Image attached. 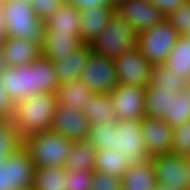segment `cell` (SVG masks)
<instances>
[{
	"label": "cell",
	"mask_w": 190,
	"mask_h": 190,
	"mask_svg": "<svg viewBox=\"0 0 190 190\" xmlns=\"http://www.w3.org/2000/svg\"><path fill=\"white\" fill-rule=\"evenodd\" d=\"M1 79L13 106L32 94L56 93L60 85L53 62L43 56L30 64L8 67Z\"/></svg>",
	"instance_id": "cell-1"
},
{
	"label": "cell",
	"mask_w": 190,
	"mask_h": 190,
	"mask_svg": "<svg viewBox=\"0 0 190 190\" xmlns=\"http://www.w3.org/2000/svg\"><path fill=\"white\" fill-rule=\"evenodd\" d=\"M57 106L56 93L39 92L26 97L13 108L10 121L24 141L33 134L50 131Z\"/></svg>",
	"instance_id": "cell-2"
},
{
	"label": "cell",
	"mask_w": 190,
	"mask_h": 190,
	"mask_svg": "<svg viewBox=\"0 0 190 190\" xmlns=\"http://www.w3.org/2000/svg\"><path fill=\"white\" fill-rule=\"evenodd\" d=\"M4 37L25 38L41 46L46 36V25L30 1L4 0Z\"/></svg>",
	"instance_id": "cell-3"
},
{
	"label": "cell",
	"mask_w": 190,
	"mask_h": 190,
	"mask_svg": "<svg viewBox=\"0 0 190 190\" xmlns=\"http://www.w3.org/2000/svg\"><path fill=\"white\" fill-rule=\"evenodd\" d=\"M136 46L137 33L117 11L110 17L105 30L91 43L93 52L113 60Z\"/></svg>",
	"instance_id": "cell-4"
},
{
	"label": "cell",
	"mask_w": 190,
	"mask_h": 190,
	"mask_svg": "<svg viewBox=\"0 0 190 190\" xmlns=\"http://www.w3.org/2000/svg\"><path fill=\"white\" fill-rule=\"evenodd\" d=\"M73 142L62 134L45 131L29 136L23 141V145L29 151L35 167H64Z\"/></svg>",
	"instance_id": "cell-5"
},
{
	"label": "cell",
	"mask_w": 190,
	"mask_h": 190,
	"mask_svg": "<svg viewBox=\"0 0 190 190\" xmlns=\"http://www.w3.org/2000/svg\"><path fill=\"white\" fill-rule=\"evenodd\" d=\"M180 38L174 26L165 19L162 23L137 34V47L148 61L162 65Z\"/></svg>",
	"instance_id": "cell-6"
},
{
	"label": "cell",
	"mask_w": 190,
	"mask_h": 190,
	"mask_svg": "<svg viewBox=\"0 0 190 190\" xmlns=\"http://www.w3.org/2000/svg\"><path fill=\"white\" fill-rule=\"evenodd\" d=\"M80 80L94 93H111L119 84L113 59L92 52Z\"/></svg>",
	"instance_id": "cell-7"
},
{
	"label": "cell",
	"mask_w": 190,
	"mask_h": 190,
	"mask_svg": "<svg viewBox=\"0 0 190 190\" xmlns=\"http://www.w3.org/2000/svg\"><path fill=\"white\" fill-rule=\"evenodd\" d=\"M117 79L124 85L146 88L150 82L153 65L136 46L114 59Z\"/></svg>",
	"instance_id": "cell-8"
},
{
	"label": "cell",
	"mask_w": 190,
	"mask_h": 190,
	"mask_svg": "<svg viewBox=\"0 0 190 190\" xmlns=\"http://www.w3.org/2000/svg\"><path fill=\"white\" fill-rule=\"evenodd\" d=\"M114 147L123 152L131 162L149 159L141 120H119L114 133Z\"/></svg>",
	"instance_id": "cell-9"
},
{
	"label": "cell",
	"mask_w": 190,
	"mask_h": 190,
	"mask_svg": "<svg viewBox=\"0 0 190 190\" xmlns=\"http://www.w3.org/2000/svg\"><path fill=\"white\" fill-rule=\"evenodd\" d=\"M116 11L132 26L138 34L162 23L166 16L158 7L146 0H125Z\"/></svg>",
	"instance_id": "cell-10"
},
{
	"label": "cell",
	"mask_w": 190,
	"mask_h": 190,
	"mask_svg": "<svg viewBox=\"0 0 190 190\" xmlns=\"http://www.w3.org/2000/svg\"><path fill=\"white\" fill-rule=\"evenodd\" d=\"M91 123L83 111L57 104L50 131L64 135L73 141L87 140Z\"/></svg>",
	"instance_id": "cell-11"
},
{
	"label": "cell",
	"mask_w": 190,
	"mask_h": 190,
	"mask_svg": "<svg viewBox=\"0 0 190 190\" xmlns=\"http://www.w3.org/2000/svg\"><path fill=\"white\" fill-rule=\"evenodd\" d=\"M145 93V88L119 83L110 93L118 119L142 120L145 116Z\"/></svg>",
	"instance_id": "cell-12"
},
{
	"label": "cell",
	"mask_w": 190,
	"mask_h": 190,
	"mask_svg": "<svg viewBox=\"0 0 190 190\" xmlns=\"http://www.w3.org/2000/svg\"><path fill=\"white\" fill-rule=\"evenodd\" d=\"M186 160L187 157L174 154L152 157L157 182L169 185L172 189L187 190Z\"/></svg>",
	"instance_id": "cell-13"
},
{
	"label": "cell",
	"mask_w": 190,
	"mask_h": 190,
	"mask_svg": "<svg viewBox=\"0 0 190 190\" xmlns=\"http://www.w3.org/2000/svg\"><path fill=\"white\" fill-rule=\"evenodd\" d=\"M142 122V135L150 158L170 154L173 127L163 119L144 116Z\"/></svg>",
	"instance_id": "cell-14"
},
{
	"label": "cell",
	"mask_w": 190,
	"mask_h": 190,
	"mask_svg": "<svg viewBox=\"0 0 190 190\" xmlns=\"http://www.w3.org/2000/svg\"><path fill=\"white\" fill-rule=\"evenodd\" d=\"M0 45L8 67L30 64L42 56V46L25 38L3 37Z\"/></svg>",
	"instance_id": "cell-15"
},
{
	"label": "cell",
	"mask_w": 190,
	"mask_h": 190,
	"mask_svg": "<svg viewBox=\"0 0 190 190\" xmlns=\"http://www.w3.org/2000/svg\"><path fill=\"white\" fill-rule=\"evenodd\" d=\"M35 169L29 151L22 144L9 155L10 190L31 189Z\"/></svg>",
	"instance_id": "cell-16"
},
{
	"label": "cell",
	"mask_w": 190,
	"mask_h": 190,
	"mask_svg": "<svg viewBox=\"0 0 190 190\" xmlns=\"http://www.w3.org/2000/svg\"><path fill=\"white\" fill-rule=\"evenodd\" d=\"M116 11L112 5L80 10V37L84 44H91L102 33Z\"/></svg>",
	"instance_id": "cell-17"
},
{
	"label": "cell",
	"mask_w": 190,
	"mask_h": 190,
	"mask_svg": "<svg viewBox=\"0 0 190 190\" xmlns=\"http://www.w3.org/2000/svg\"><path fill=\"white\" fill-rule=\"evenodd\" d=\"M92 52L91 44L83 43L77 49L73 50L71 54L61 57L58 62H54L59 84L80 79Z\"/></svg>",
	"instance_id": "cell-18"
},
{
	"label": "cell",
	"mask_w": 190,
	"mask_h": 190,
	"mask_svg": "<svg viewBox=\"0 0 190 190\" xmlns=\"http://www.w3.org/2000/svg\"><path fill=\"white\" fill-rule=\"evenodd\" d=\"M121 184L122 190H154L157 178L152 158L131 162Z\"/></svg>",
	"instance_id": "cell-19"
},
{
	"label": "cell",
	"mask_w": 190,
	"mask_h": 190,
	"mask_svg": "<svg viewBox=\"0 0 190 190\" xmlns=\"http://www.w3.org/2000/svg\"><path fill=\"white\" fill-rule=\"evenodd\" d=\"M44 23L46 34H80V10L64 2Z\"/></svg>",
	"instance_id": "cell-20"
},
{
	"label": "cell",
	"mask_w": 190,
	"mask_h": 190,
	"mask_svg": "<svg viewBox=\"0 0 190 190\" xmlns=\"http://www.w3.org/2000/svg\"><path fill=\"white\" fill-rule=\"evenodd\" d=\"M82 44L80 34H46L42 56L53 63L58 62Z\"/></svg>",
	"instance_id": "cell-21"
},
{
	"label": "cell",
	"mask_w": 190,
	"mask_h": 190,
	"mask_svg": "<svg viewBox=\"0 0 190 190\" xmlns=\"http://www.w3.org/2000/svg\"><path fill=\"white\" fill-rule=\"evenodd\" d=\"M83 113L89 118L91 124L103 125L107 121H119L110 93H94L85 102Z\"/></svg>",
	"instance_id": "cell-22"
},
{
	"label": "cell",
	"mask_w": 190,
	"mask_h": 190,
	"mask_svg": "<svg viewBox=\"0 0 190 190\" xmlns=\"http://www.w3.org/2000/svg\"><path fill=\"white\" fill-rule=\"evenodd\" d=\"M130 164L123 152L104 148L95 154L94 171L123 178Z\"/></svg>",
	"instance_id": "cell-23"
},
{
	"label": "cell",
	"mask_w": 190,
	"mask_h": 190,
	"mask_svg": "<svg viewBox=\"0 0 190 190\" xmlns=\"http://www.w3.org/2000/svg\"><path fill=\"white\" fill-rule=\"evenodd\" d=\"M94 92L80 79L62 83L57 88V104L71 106L74 109L83 111L85 102L90 99Z\"/></svg>",
	"instance_id": "cell-24"
},
{
	"label": "cell",
	"mask_w": 190,
	"mask_h": 190,
	"mask_svg": "<svg viewBox=\"0 0 190 190\" xmlns=\"http://www.w3.org/2000/svg\"><path fill=\"white\" fill-rule=\"evenodd\" d=\"M145 91V116L163 119L171 111V98L177 93L173 89L154 86H146Z\"/></svg>",
	"instance_id": "cell-25"
},
{
	"label": "cell",
	"mask_w": 190,
	"mask_h": 190,
	"mask_svg": "<svg viewBox=\"0 0 190 190\" xmlns=\"http://www.w3.org/2000/svg\"><path fill=\"white\" fill-rule=\"evenodd\" d=\"M97 149L87 140L74 141L70 153L66 157V170H94V159Z\"/></svg>",
	"instance_id": "cell-26"
},
{
	"label": "cell",
	"mask_w": 190,
	"mask_h": 190,
	"mask_svg": "<svg viewBox=\"0 0 190 190\" xmlns=\"http://www.w3.org/2000/svg\"><path fill=\"white\" fill-rule=\"evenodd\" d=\"M66 169L59 166L36 167L33 179V190H65Z\"/></svg>",
	"instance_id": "cell-27"
},
{
	"label": "cell",
	"mask_w": 190,
	"mask_h": 190,
	"mask_svg": "<svg viewBox=\"0 0 190 190\" xmlns=\"http://www.w3.org/2000/svg\"><path fill=\"white\" fill-rule=\"evenodd\" d=\"M165 65L173 72L190 79V40L180 37L170 52Z\"/></svg>",
	"instance_id": "cell-28"
},
{
	"label": "cell",
	"mask_w": 190,
	"mask_h": 190,
	"mask_svg": "<svg viewBox=\"0 0 190 190\" xmlns=\"http://www.w3.org/2000/svg\"><path fill=\"white\" fill-rule=\"evenodd\" d=\"M186 78L176 74L165 64L154 65L147 86H154L166 89H173L175 93H180L186 87Z\"/></svg>",
	"instance_id": "cell-29"
},
{
	"label": "cell",
	"mask_w": 190,
	"mask_h": 190,
	"mask_svg": "<svg viewBox=\"0 0 190 190\" xmlns=\"http://www.w3.org/2000/svg\"><path fill=\"white\" fill-rule=\"evenodd\" d=\"M163 120L171 127H178L184 121L190 120V97L185 88L171 98V111L166 113Z\"/></svg>",
	"instance_id": "cell-30"
},
{
	"label": "cell",
	"mask_w": 190,
	"mask_h": 190,
	"mask_svg": "<svg viewBox=\"0 0 190 190\" xmlns=\"http://www.w3.org/2000/svg\"><path fill=\"white\" fill-rule=\"evenodd\" d=\"M117 122L107 121L103 125L99 123L91 124L87 141L93 144L97 151L104 148L115 149L114 133H116Z\"/></svg>",
	"instance_id": "cell-31"
},
{
	"label": "cell",
	"mask_w": 190,
	"mask_h": 190,
	"mask_svg": "<svg viewBox=\"0 0 190 190\" xmlns=\"http://www.w3.org/2000/svg\"><path fill=\"white\" fill-rule=\"evenodd\" d=\"M23 141L10 119H0V161L16 151Z\"/></svg>",
	"instance_id": "cell-32"
},
{
	"label": "cell",
	"mask_w": 190,
	"mask_h": 190,
	"mask_svg": "<svg viewBox=\"0 0 190 190\" xmlns=\"http://www.w3.org/2000/svg\"><path fill=\"white\" fill-rule=\"evenodd\" d=\"M170 154L190 157V120L173 127V139Z\"/></svg>",
	"instance_id": "cell-33"
},
{
	"label": "cell",
	"mask_w": 190,
	"mask_h": 190,
	"mask_svg": "<svg viewBox=\"0 0 190 190\" xmlns=\"http://www.w3.org/2000/svg\"><path fill=\"white\" fill-rule=\"evenodd\" d=\"M166 19L174 26L180 37H188L190 35V0H185Z\"/></svg>",
	"instance_id": "cell-34"
},
{
	"label": "cell",
	"mask_w": 190,
	"mask_h": 190,
	"mask_svg": "<svg viewBox=\"0 0 190 190\" xmlns=\"http://www.w3.org/2000/svg\"><path fill=\"white\" fill-rule=\"evenodd\" d=\"M94 170H66L65 190H91Z\"/></svg>",
	"instance_id": "cell-35"
},
{
	"label": "cell",
	"mask_w": 190,
	"mask_h": 190,
	"mask_svg": "<svg viewBox=\"0 0 190 190\" xmlns=\"http://www.w3.org/2000/svg\"><path fill=\"white\" fill-rule=\"evenodd\" d=\"M122 178L94 172L91 190H122Z\"/></svg>",
	"instance_id": "cell-36"
},
{
	"label": "cell",
	"mask_w": 190,
	"mask_h": 190,
	"mask_svg": "<svg viewBox=\"0 0 190 190\" xmlns=\"http://www.w3.org/2000/svg\"><path fill=\"white\" fill-rule=\"evenodd\" d=\"M63 0H31L30 4L37 13V16L46 21L61 5Z\"/></svg>",
	"instance_id": "cell-37"
},
{
	"label": "cell",
	"mask_w": 190,
	"mask_h": 190,
	"mask_svg": "<svg viewBox=\"0 0 190 190\" xmlns=\"http://www.w3.org/2000/svg\"><path fill=\"white\" fill-rule=\"evenodd\" d=\"M1 81L0 75V119H11L14 106L11 104L9 96Z\"/></svg>",
	"instance_id": "cell-38"
},
{
	"label": "cell",
	"mask_w": 190,
	"mask_h": 190,
	"mask_svg": "<svg viewBox=\"0 0 190 190\" xmlns=\"http://www.w3.org/2000/svg\"><path fill=\"white\" fill-rule=\"evenodd\" d=\"M0 190H10L9 155L0 161Z\"/></svg>",
	"instance_id": "cell-39"
},
{
	"label": "cell",
	"mask_w": 190,
	"mask_h": 190,
	"mask_svg": "<svg viewBox=\"0 0 190 190\" xmlns=\"http://www.w3.org/2000/svg\"><path fill=\"white\" fill-rule=\"evenodd\" d=\"M185 0H162L156 4L158 9L167 17L180 7Z\"/></svg>",
	"instance_id": "cell-40"
},
{
	"label": "cell",
	"mask_w": 190,
	"mask_h": 190,
	"mask_svg": "<svg viewBox=\"0 0 190 190\" xmlns=\"http://www.w3.org/2000/svg\"><path fill=\"white\" fill-rule=\"evenodd\" d=\"M79 10H84L91 7H99L103 5H111L110 0H71Z\"/></svg>",
	"instance_id": "cell-41"
},
{
	"label": "cell",
	"mask_w": 190,
	"mask_h": 190,
	"mask_svg": "<svg viewBox=\"0 0 190 190\" xmlns=\"http://www.w3.org/2000/svg\"><path fill=\"white\" fill-rule=\"evenodd\" d=\"M3 9H4V0H0V42L4 37L5 18L3 15Z\"/></svg>",
	"instance_id": "cell-42"
},
{
	"label": "cell",
	"mask_w": 190,
	"mask_h": 190,
	"mask_svg": "<svg viewBox=\"0 0 190 190\" xmlns=\"http://www.w3.org/2000/svg\"><path fill=\"white\" fill-rule=\"evenodd\" d=\"M8 68L6 60L3 56L2 47L0 45V75Z\"/></svg>",
	"instance_id": "cell-43"
},
{
	"label": "cell",
	"mask_w": 190,
	"mask_h": 190,
	"mask_svg": "<svg viewBox=\"0 0 190 190\" xmlns=\"http://www.w3.org/2000/svg\"><path fill=\"white\" fill-rule=\"evenodd\" d=\"M154 190H176V189H172L169 185H164L161 184L160 182H157Z\"/></svg>",
	"instance_id": "cell-44"
},
{
	"label": "cell",
	"mask_w": 190,
	"mask_h": 190,
	"mask_svg": "<svg viewBox=\"0 0 190 190\" xmlns=\"http://www.w3.org/2000/svg\"><path fill=\"white\" fill-rule=\"evenodd\" d=\"M186 172L188 174V188L187 190H190V157L186 160Z\"/></svg>",
	"instance_id": "cell-45"
},
{
	"label": "cell",
	"mask_w": 190,
	"mask_h": 190,
	"mask_svg": "<svg viewBox=\"0 0 190 190\" xmlns=\"http://www.w3.org/2000/svg\"><path fill=\"white\" fill-rule=\"evenodd\" d=\"M125 0H110L111 5L114 8H117L121 3H123Z\"/></svg>",
	"instance_id": "cell-46"
},
{
	"label": "cell",
	"mask_w": 190,
	"mask_h": 190,
	"mask_svg": "<svg viewBox=\"0 0 190 190\" xmlns=\"http://www.w3.org/2000/svg\"><path fill=\"white\" fill-rule=\"evenodd\" d=\"M185 88L187 89V94L190 97V79L187 80Z\"/></svg>",
	"instance_id": "cell-47"
},
{
	"label": "cell",
	"mask_w": 190,
	"mask_h": 190,
	"mask_svg": "<svg viewBox=\"0 0 190 190\" xmlns=\"http://www.w3.org/2000/svg\"><path fill=\"white\" fill-rule=\"evenodd\" d=\"M146 1H148V2H150L152 4H154V5H156L159 2H162V0H146Z\"/></svg>",
	"instance_id": "cell-48"
}]
</instances>
